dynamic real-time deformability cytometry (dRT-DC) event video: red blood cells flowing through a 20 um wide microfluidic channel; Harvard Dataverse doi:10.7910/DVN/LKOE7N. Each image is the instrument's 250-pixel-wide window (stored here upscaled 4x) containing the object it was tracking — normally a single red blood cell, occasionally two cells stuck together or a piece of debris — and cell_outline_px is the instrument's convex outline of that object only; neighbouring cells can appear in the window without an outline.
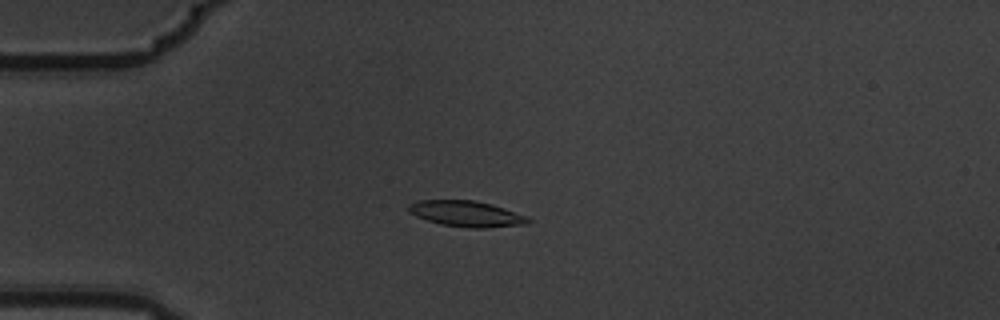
{"species": "common noctule bat (a hibernating species)", "species_latin": "Nyctalus noctula", "temperature_condition": "warm", "stored_images_in_passage": 4, "camera_frame_rate_fps": 3000, "um_per_image_px": 0.085, "animal": {"sex": "male", "body_mass_g": 19.5, "forearm_length_mm": 54.6}, "frame": {"image": 1, "passage_image": 3, "time_ms": 0.667, "image_size_px": [1000, 320], "cell_outline_px": [[532, 220], [528, 224], [488, 228], [468, 228], [444, 224], [428, 220], [416, 216], [408, 212], [408, 204], [416, 200], [476, 200], [492, 204], [528, 216]], "centroid_in_image_um": [39.68, 18.16], "position_along_channel_um": 45.3, "area_um2": 18.15}}